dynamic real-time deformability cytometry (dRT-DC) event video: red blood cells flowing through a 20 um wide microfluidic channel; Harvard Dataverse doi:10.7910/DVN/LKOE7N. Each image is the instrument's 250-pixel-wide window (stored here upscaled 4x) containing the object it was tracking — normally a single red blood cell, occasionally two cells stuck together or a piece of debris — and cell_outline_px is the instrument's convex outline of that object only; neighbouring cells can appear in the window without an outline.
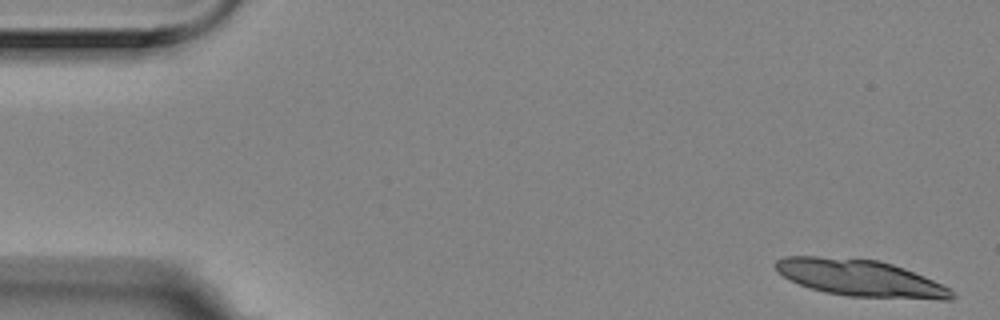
{"species": "Egyptian fruit bat (a non-hibernating species)", "species_latin": "Rousettus aegyptiacus", "temperature_condition": "room temperature", "stored_images_in_passage": 5, "camera_frame_rate_fps": 3000, "um_per_image_px": 0.085, "animal": {"sex": "female"}, "frame": {"image": 1, "passage_image": 1, "time_ms": 0.0, "image_size_px": [1000, 320], "cell_outline_px": [[956, 296], [952, 300], [940, 300], [848, 296], [824, 292], [808, 288], [788, 280], [772, 264], [776, 260], [784, 256], [820, 256], [880, 260], [904, 268], [924, 276], [948, 288]], "centroid_in_image_um": [73.1, 23.64], "position_along_channel_um": 11.9, "area_um2": 37.92}}